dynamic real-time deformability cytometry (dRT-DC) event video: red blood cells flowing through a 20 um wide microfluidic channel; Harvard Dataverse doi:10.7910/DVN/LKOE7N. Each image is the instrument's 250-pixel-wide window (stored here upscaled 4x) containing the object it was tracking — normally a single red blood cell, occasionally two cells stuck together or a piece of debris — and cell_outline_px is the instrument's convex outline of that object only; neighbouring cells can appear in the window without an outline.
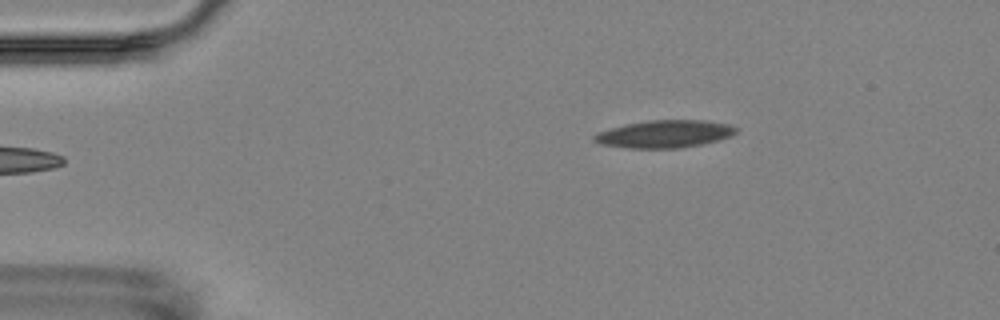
{"species": "Egyptian fruit bat (a non-hibernating species)", "species_latin": "Rousettus aegyptiacus", "temperature_condition": "room temperature", "stored_images_in_passage": 6, "camera_frame_rate_fps": 3000, "um_per_image_px": 0.085, "animal": {"sex": "female"}, "frame": {"image": 1, "passage_image": 6, "time_ms": 6.0, "image_size_px": [1000, 320], "cell_outline_px": [[736, 132], [732, 136], [720, 140], [680, 148], [628, 148], [600, 144], [592, 140], [592, 136], [600, 132], [624, 124], [648, 120], [708, 120], [728, 124], [736, 128]], "centroid_in_image_um": [56.5, 11.38], "position_along_channel_um": 28.5, "area_um2": 22.77}}